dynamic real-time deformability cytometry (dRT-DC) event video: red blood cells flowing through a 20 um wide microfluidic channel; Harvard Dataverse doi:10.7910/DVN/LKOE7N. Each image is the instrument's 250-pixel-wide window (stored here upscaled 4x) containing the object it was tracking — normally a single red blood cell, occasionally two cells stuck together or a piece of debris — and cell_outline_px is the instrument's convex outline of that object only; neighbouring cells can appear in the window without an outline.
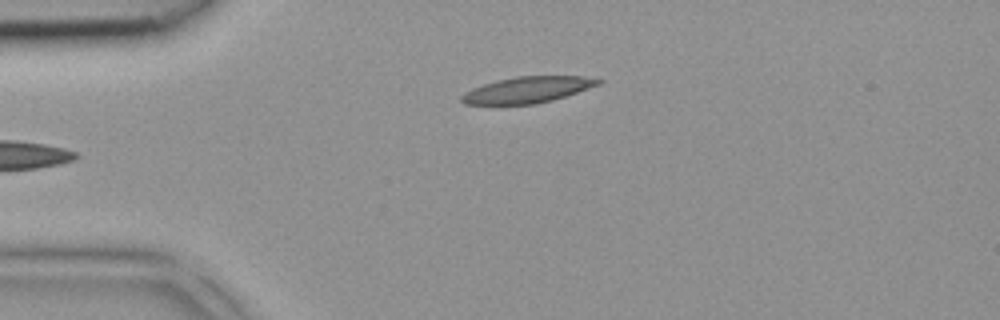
{"species": "common noctule bat (a hibernating species)", "species_latin": "Nyctalus noctula", "temperature_condition": "room temperature", "stored_images_in_passage": 4, "camera_frame_rate_fps": 3000, "um_per_image_px": 0.085, "animal": {"sex": "female", "body_mass_g": 18.4}, "frame": {"image": 1, "passage_image": 4, "time_ms": 1.0, "image_size_px": [1000, 320], "cell_outline_px": [[604, 80], [600, 84], [552, 100], [536, 104], [464, 104], [460, 100], [460, 96], [472, 88], [496, 80], [516, 76], [584, 76]], "centroid_in_image_um": [44.82, 7.62], "position_along_channel_um": 40.2, "area_um2": 20.69}}